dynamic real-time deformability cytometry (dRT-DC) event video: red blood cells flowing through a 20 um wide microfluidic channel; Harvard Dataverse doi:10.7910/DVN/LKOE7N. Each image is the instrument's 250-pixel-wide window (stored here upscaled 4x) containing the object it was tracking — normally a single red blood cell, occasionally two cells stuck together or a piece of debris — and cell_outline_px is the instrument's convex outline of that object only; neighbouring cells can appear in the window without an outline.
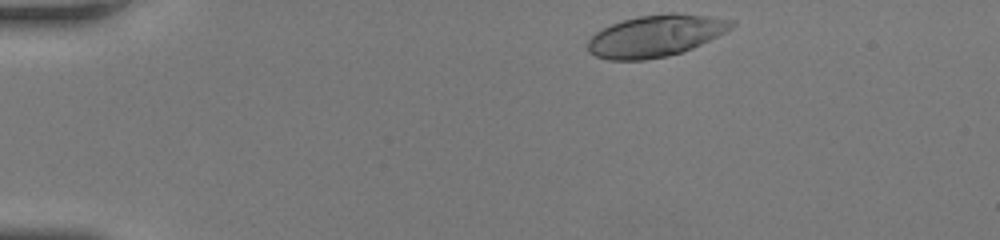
{"species": "human", "species_latin": "Homo sapiens", "temperature_condition": "room temperature", "stored_images_in_passage": 36, "camera_frame_rate_fps": 3000, "um_per_image_px": 0.085, "donor": {"sex": "female"}, "frame": {"image": 1, "passage_image": 1, "time_ms": 0.0, "image_size_px": [1000, 240], "cell_outline_px": [[736, 24], [732, 28], [692, 48], [668, 56], [644, 60], [608, 60], [596, 56], [588, 52], [588, 40], [596, 32], [612, 24], [624, 20], [640, 16], [668, 12], [676, 12], [708, 16], [736, 20]], "centroid_in_image_um": [55.73, 3.04], "position_along_channel_um": 29.3, "area_um2": 34.85}}
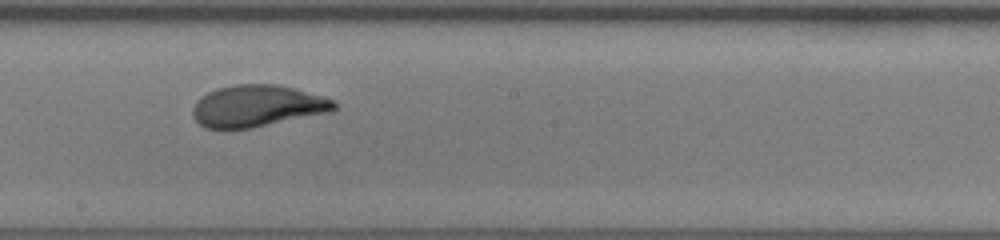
{"frame": {"image": 2, "passage_image": 21, "time_ms": 6.667, "image_size_px": [1000, 240], "cell_outline_px": [[336, 108], [332, 112], [252, 128], [204, 128], [192, 116], [192, 108], [196, 100], [208, 92], [216, 88], [236, 84], [276, 84], [324, 96], [332, 100], [336, 104]], "centroid_in_image_um": [21.86, 9.01], "position_along_channel_um": 226.3, "area_um2": 34.45}}
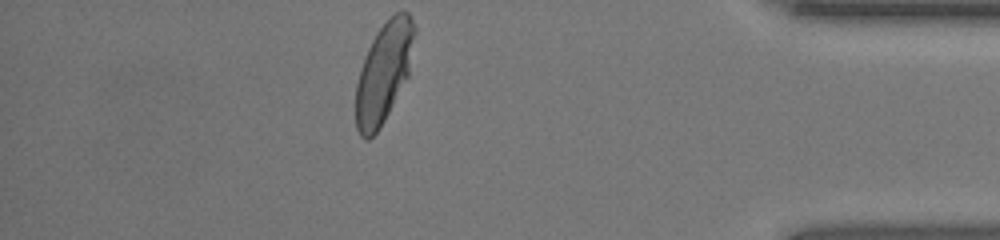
{"frame": {"image": 3, "passage_image": 36, "time_ms": 11.667, "image_size_px": [1000, 240], "cell_outline_px": [[416, 32], [408, 76], [380, 128], [368, 140], [364, 140], [360, 136], [356, 128], [356, 84], [360, 68], [364, 56], [376, 32], [396, 12], [408, 12], [416, 28]], "centroid_in_image_um": [32.61, 6.17], "position_along_channel_um": 402.6, "area_um2": 34.04}, "authors_computed_cell_mechanics": {"area_um2": 34.6511, "velocity_mm_per_s": 4.2137, "shape_relaxation_time_tau1_ms": 2.7448, "shape_relaxation_time_tau2_ms": null, "deformation_change_tau1": 0.1733, "deformation_change_tau2": null}}